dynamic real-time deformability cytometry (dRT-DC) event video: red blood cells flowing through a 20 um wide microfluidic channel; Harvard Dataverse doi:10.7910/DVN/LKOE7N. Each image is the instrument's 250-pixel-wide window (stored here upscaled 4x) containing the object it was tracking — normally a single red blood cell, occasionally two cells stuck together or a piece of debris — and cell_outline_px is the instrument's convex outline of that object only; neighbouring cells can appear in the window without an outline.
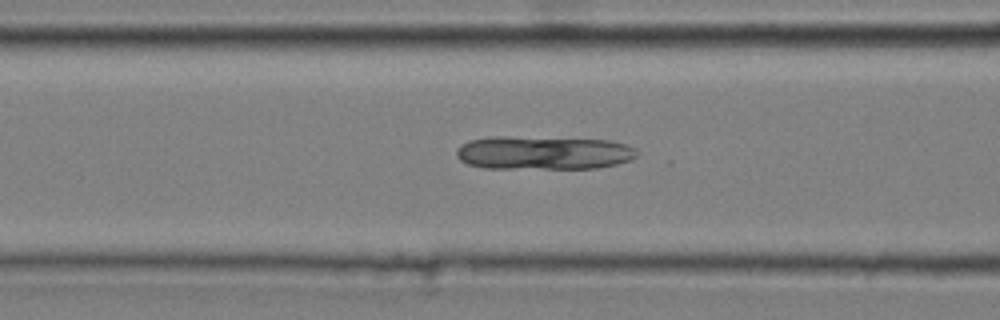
{"species": "common noctule bat (a hibernating species)", "species_latin": "Nyctalus noctula", "temperature_condition": "cold", "stored_images_in_passage": 37, "camera_frame_rate_fps": 3000, "um_per_image_px": 0.085, "animal": {"sex": "male", "body_mass_g": 20.4}, "frame": {"image": 1, "passage_image": 9, "time_ms": 2.667, "image_size_px": [1000, 320], "cell_outline_px": [[636, 156], [632, 160], [616, 164], [596, 168], [484, 168], [468, 164], [460, 160], [456, 156], [456, 148], [460, 144], [468, 140], [488, 136], [508, 136], [608, 140], [624, 144], [636, 148]], "centroid_in_image_um": [46.13, 12.98], "position_along_channel_um": 120.5, "area_um2": 35.55}}
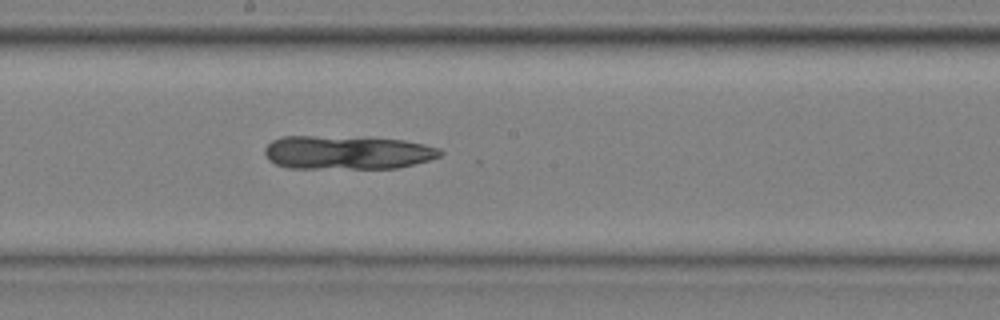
{"frame": {"image": 2, "passage_image": 17, "time_ms": 5.333, "image_size_px": [1000, 320], "cell_outline_px": [[444, 152], [440, 156], [428, 160], [396, 168], [288, 168], [276, 164], [268, 160], [264, 152], [264, 148], [272, 140], [280, 136], [312, 136], [404, 140], [424, 144], [440, 148]], "centroid_in_image_um": [29.47, 12.97], "position_along_channel_um": 218.7, "area_um2": 34.22}}
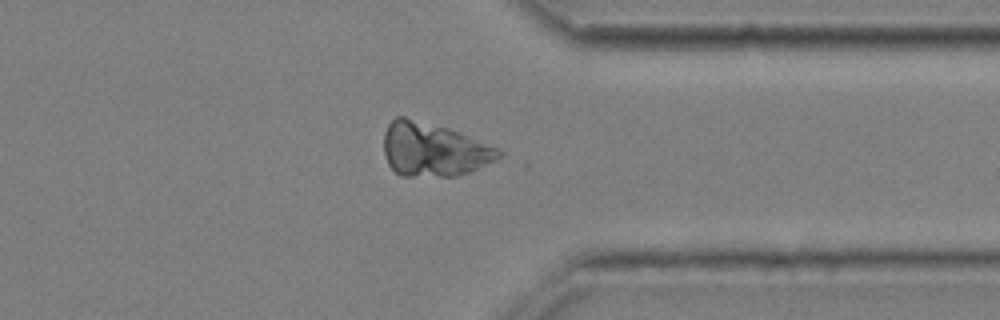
{"frame": {"image": 3, "passage_image": 30, "time_ms": 9.667, "image_size_px": [1000, 320], "cell_outline_px": [[500, 156], [496, 160], [468, 172], [456, 176], [400, 176], [388, 164], [384, 152], [384, 132], [388, 124], [396, 116], [404, 116], [448, 128], [496, 148], [500, 152]], "centroid_in_image_um": [36.78, 12.71], "position_along_channel_um": 374.6, "area_um2": 35.43}}